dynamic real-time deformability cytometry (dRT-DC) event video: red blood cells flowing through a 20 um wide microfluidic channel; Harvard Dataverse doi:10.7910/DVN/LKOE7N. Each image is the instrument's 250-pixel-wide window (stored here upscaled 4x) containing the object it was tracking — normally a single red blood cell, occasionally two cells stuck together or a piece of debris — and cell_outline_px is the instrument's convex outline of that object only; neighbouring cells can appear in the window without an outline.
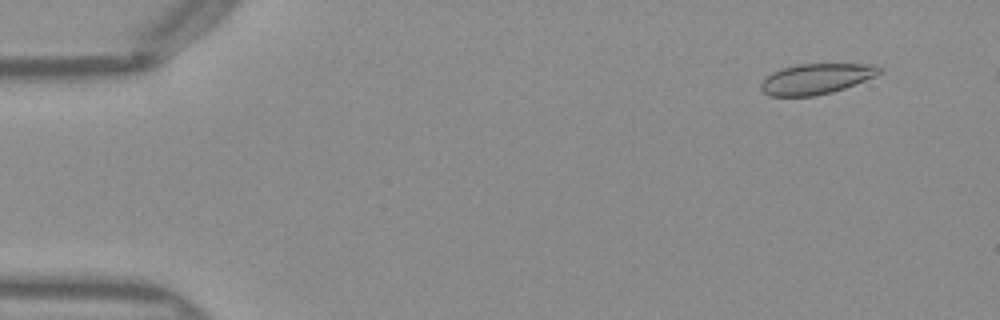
{"species": "Egyptian fruit bat (a non-hibernating species)", "species_latin": "Rousettus aegyptiacus", "temperature_condition": "warm", "stored_images_in_passage": 12, "camera_frame_rate_fps": 3000, "um_per_image_px": 0.085, "frame": {"image": 1, "passage_image": 4, "time_ms": 1.0, "image_size_px": [1000, 320], "cell_outline_px": [[884, 72], [876, 76], [844, 88], [832, 92], [816, 96], [768, 96], [760, 88], [760, 84], [772, 72], [780, 68], [800, 64], [872, 64], [884, 68]], "centroid_in_image_um": [69.41, 6.7], "position_along_channel_um": 15.6, "area_um2": 21.15}}